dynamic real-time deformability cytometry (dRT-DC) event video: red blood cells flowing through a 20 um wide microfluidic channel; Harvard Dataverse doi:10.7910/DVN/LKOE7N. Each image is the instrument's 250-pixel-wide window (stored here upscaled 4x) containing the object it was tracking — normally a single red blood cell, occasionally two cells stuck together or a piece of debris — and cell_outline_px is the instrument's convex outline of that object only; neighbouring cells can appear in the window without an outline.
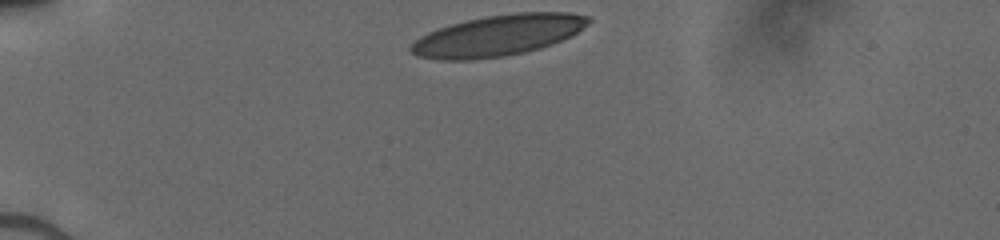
{"species": "human", "species_latin": "Homo sapiens", "temperature_condition": "cold", "stored_images_in_passage": 31, "camera_frame_rate_fps": 3000, "um_per_image_px": 0.085, "donor": {"sex": "male"}, "frame": {"image": 1, "passage_image": 1, "time_ms": 0.0, "image_size_px": [1000, 240], "cell_outline_px": [[592, 20], [588, 24], [576, 32], [552, 44], [540, 48], [524, 52], [500, 56], [472, 60], [440, 60], [416, 56], [408, 48], [420, 36], [428, 32], [452, 24], [484, 16], [512, 12], [568, 12], [588, 16]], "centroid_in_image_um": [42.31, 3.0], "position_along_channel_um": 42.7, "area_um2": 42.14}}
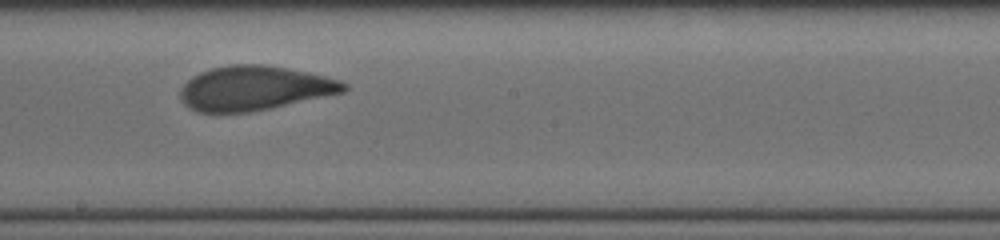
{"frame": {"image": 2, "passage_image": 18, "time_ms": 5.667, "image_size_px": [1000, 240], "cell_outline_px": [[348, 88], [344, 92], [268, 108], [248, 112], [196, 112], [188, 108], [180, 100], [180, 88], [192, 76], [200, 72], [212, 68], [232, 64], [264, 64], [288, 68], [308, 72], [340, 80], [348, 84]], "centroid_in_image_um": [21.59, 7.49], "position_along_channel_um": 226.6, "area_um2": 42.19}}
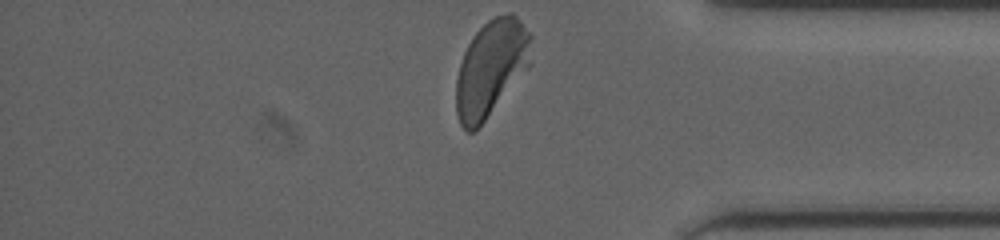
{"frame": {"image": 3, "passage_image": 31, "time_ms": 10.0, "image_size_px": [1000, 240], "cell_outline_px": [[532, 36], [528, 68], [484, 120], [472, 132], [468, 132], [460, 124], [456, 112], [456, 80], [460, 64], [464, 52], [468, 44], [476, 32], [488, 20], [496, 16], [508, 12], [512, 12], [520, 20]], "centroid_in_image_um": [41.73, 5.76], "position_along_channel_um": 393.5, "area_um2": 41.38}}